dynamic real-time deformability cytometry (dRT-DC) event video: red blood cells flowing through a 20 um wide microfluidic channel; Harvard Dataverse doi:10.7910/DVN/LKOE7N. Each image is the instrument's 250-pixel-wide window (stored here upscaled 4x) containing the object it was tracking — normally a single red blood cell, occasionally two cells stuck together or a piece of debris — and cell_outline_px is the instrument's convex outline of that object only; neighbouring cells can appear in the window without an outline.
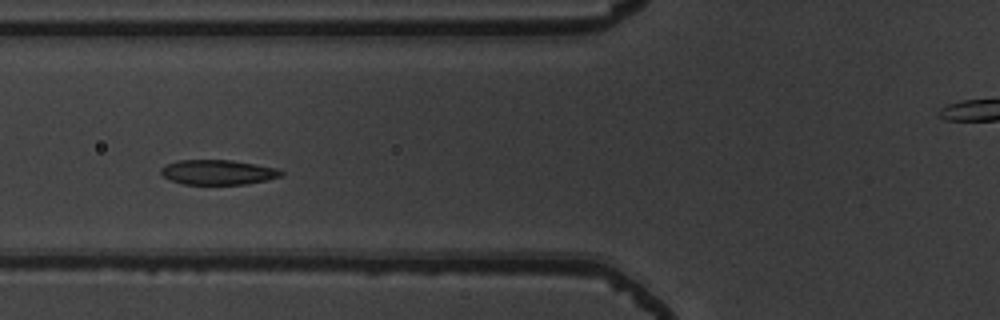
{"species": "common noctule bat (a hibernating species)", "species_latin": "Nyctalus noctula", "temperature_condition": "warm", "stored_images_in_passage": 43, "camera_frame_rate_fps": 3000, "um_per_image_px": 0.085, "animal": {"sex": "male", "body_mass_g": 19.5, "forearm_length_mm": 54.6}, "frame": {"image": 1, "passage_image": 10, "time_ms": 3.0, "image_size_px": [1000, 320], "cell_outline_px": [[284, 176], [248, 184], [184, 184], [172, 180], [164, 176], [160, 172], [160, 168], [168, 164], [180, 160], [232, 160], [276, 168], [284, 172]], "centroid_in_image_um": [18.56, 14.64], "position_along_channel_um": 107.2, "area_um2": 17.28}}
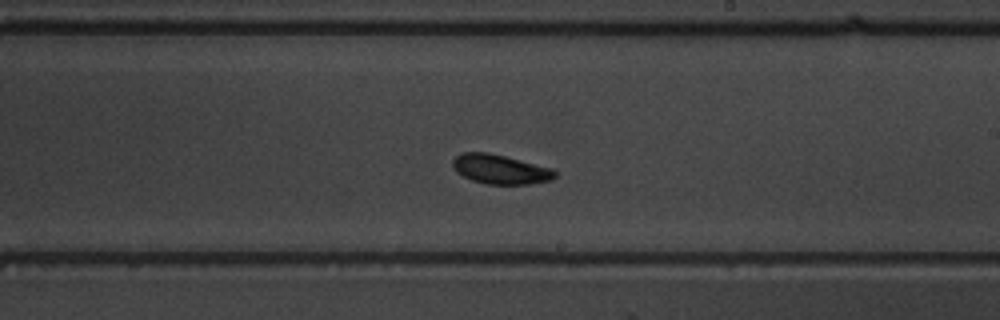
{"frame": {"image": 2, "passage_image": 21, "time_ms": 6.667, "image_size_px": [1000, 320], "cell_outline_px": [[556, 176], [552, 180], [528, 184], [484, 184], [472, 180], [456, 172], [452, 164], [452, 160], [460, 152], [488, 152], [552, 168], [556, 172]], "centroid_in_image_um": [42.5, 14.39], "position_along_channel_um": 246.5, "area_um2": 17.51}}
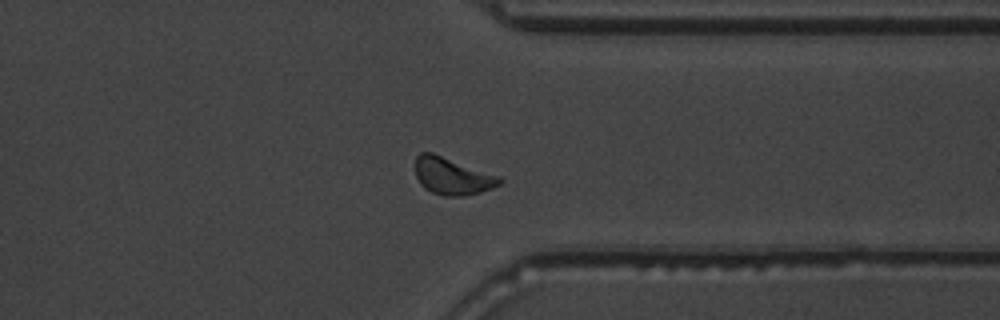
{"frame": {"image": 3, "passage_image": 31, "time_ms": 10.0, "image_size_px": [1000, 320], "cell_outline_px": [[504, 180], [500, 184], [492, 188], [480, 192], [464, 196], [444, 196], [432, 192], [424, 188], [420, 184], [416, 176], [412, 164], [416, 156], [420, 152], [432, 152], [500, 176]], "centroid_in_image_um": [38.4, 14.96], "position_along_channel_um": 373.0, "area_um2": 18.55}, "authors_computed_cell_mechanics": {"area_um2": 17.4556, "velocity_mm_per_s": 3.8054, "shape_relaxation_time_tau1_ms": 2.7523, "shape_relaxation_time_tau2_ms": null, "deformation_change_tau1": 0.1129, "deformation_change_tau2": null}}